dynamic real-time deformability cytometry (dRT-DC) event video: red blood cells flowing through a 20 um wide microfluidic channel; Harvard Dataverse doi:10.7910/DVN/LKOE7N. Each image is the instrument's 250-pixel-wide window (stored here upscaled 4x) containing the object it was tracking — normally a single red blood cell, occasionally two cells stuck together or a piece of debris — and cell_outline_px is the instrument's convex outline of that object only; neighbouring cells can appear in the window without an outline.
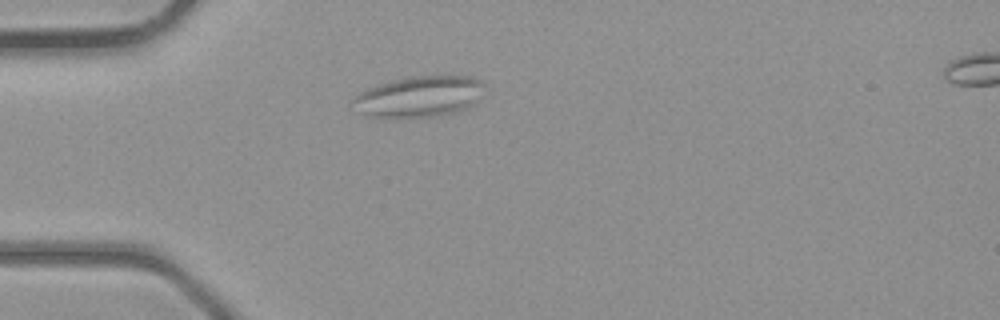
{"species": "common noctule bat (a hibernating species)", "species_latin": "Nyctalus noctula", "temperature_condition": "room temperature", "stored_images_in_passage": 2, "camera_frame_rate_fps": 3000, "um_per_image_px": 0.085, "animal": {"sex": "male", "body_mass_g": 23.1, "forearm_length_mm": 52.7}, "frame": {"image": 1, "passage_image": 1, "time_ms": 0.0, "image_size_px": [1000, 320], "cell_outline_px": [[484, 84], [476, 100], [468, 108], [456, 112], [436, 116], [392, 120], [368, 116], [360, 112], [352, 100], [360, 92], [368, 88], [392, 80], [408, 76], [468, 76]], "centroid_in_image_um": [35.57, 8.25], "position_along_channel_um": 49.4, "area_um2": 31.5}}